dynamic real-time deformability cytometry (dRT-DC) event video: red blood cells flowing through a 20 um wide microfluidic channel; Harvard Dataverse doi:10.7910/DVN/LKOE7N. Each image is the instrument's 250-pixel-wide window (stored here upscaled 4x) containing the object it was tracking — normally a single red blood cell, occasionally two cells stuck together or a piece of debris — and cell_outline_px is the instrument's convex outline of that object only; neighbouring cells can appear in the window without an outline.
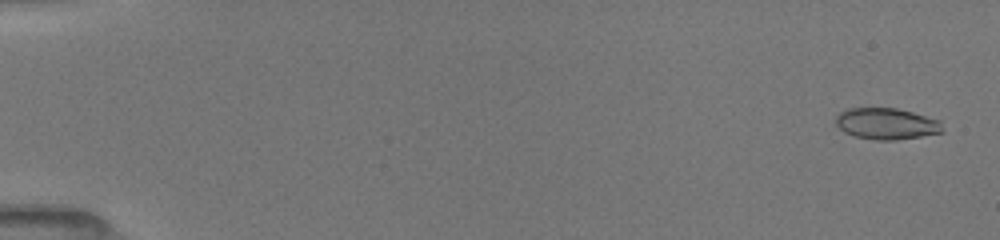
{"species": "common noctule bat (a hibernating species)", "species_latin": "Nyctalus noctula", "temperature_condition": "room temperature", "stored_images_in_passage": 25, "camera_frame_rate_fps": 3000, "um_per_image_px": 0.085, "animal": {"sex": "female", "body_mass_g": 19.5, "forearm_length_mm": 54.1}, "frame": {"image": 1, "passage_image": 2, "time_ms": 0.333, "image_size_px": [1000, 240], "cell_outline_px": [[944, 132], [896, 140], [876, 140], [852, 136], [844, 132], [836, 124], [836, 116], [840, 112], [848, 108], [896, 108], [912, 112], [940, 120], [944, 128]], "centroid_in_image_um": [75.35, 10.52], "position_along_channel_um": 9.6, "area_um2": 19.59}}
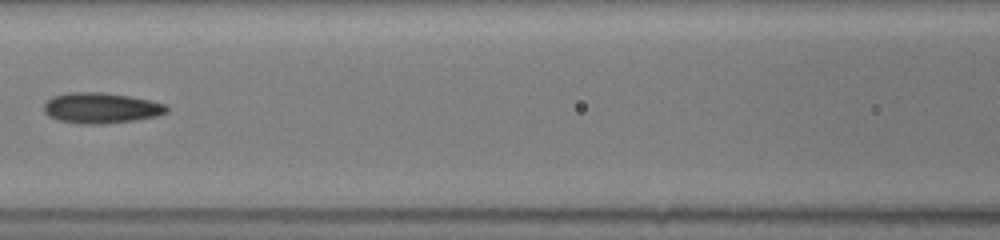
{"frame": {"image": 2, "passage_image": 11, "time_ms": 8.0, "image_size_px": [1000, 240], "cell_outline_px": [[168, 112], [156, 116], [136, 120], [100, 124], [80, 124], [60, 120], [48, 116], [44, 112], [44, 104], [52, 96], [68, 92], [104, 92], [152, 100], [168, 104]], "centroid_in_image_um": [8.61, 9.17], "position_along_channel_um": 158.0, "area_um2": 22.08}}
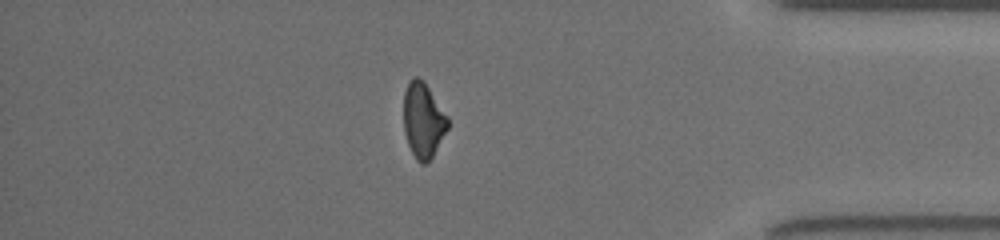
{"frame": {"image": 3, "passage_image": 19, "time_ms": 14.667, "image_size_px": [1000, 240], "cell_outline_px": [[448, 128], [432, 156], [424, 164], [420, 164], [416, 160], [408, 144], [404, 132], [404, 92], [412, 76], [416, 76], [424, 80], [448, 116]], "centroid_in_image_um": [35.96, 10.19], "position_along_channel_um": 399.2, "area_um2": 19.31}, "authors_computed_cell_mechanics": {"area_um2": 19.7098, "velocity_mm_per_s": 4.0239, "shape_relaxation_time_tau1_ms": 4.8867, "shape_relaxation_time_tau2_ms": 4.0163, "deformation_change_tau1": 0.1342, "deformation_change_tau2": 0.0822}}